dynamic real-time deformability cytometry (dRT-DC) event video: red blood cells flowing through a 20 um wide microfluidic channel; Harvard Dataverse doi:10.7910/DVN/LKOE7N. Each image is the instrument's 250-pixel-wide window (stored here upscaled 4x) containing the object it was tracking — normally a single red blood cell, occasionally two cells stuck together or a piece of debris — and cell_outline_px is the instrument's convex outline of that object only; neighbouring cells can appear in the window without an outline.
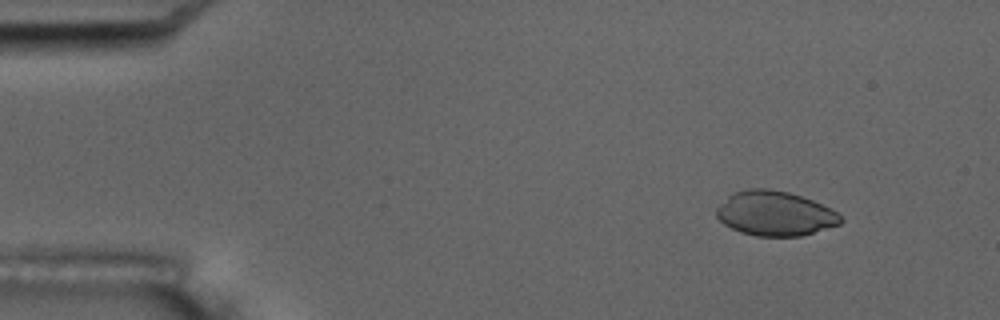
{"species": "common noctule bat (a hibernating species)", "species_latin": "Nyctalus noctula", "temperature_condition": "room temperature", "stored_images_in_passage": 5, "camera_frame_rate_fps": 3000, "um_per_image_px": 0.085, "animal": {"sex": "male", "body_mass_g": 17.5, "forearm_length_mm": 52.3}, "frame": {"image": 1, "passage_image": 2, "time_ms": 1.0, "image_size_px": [1000, 320], "cell_outline_px": [[844, 220], [840, 224], [800, 236], [756, 236], [740, 232], [724, 224], [716, 216], [716, 208], [728, 196], [736, 192], [748, 188], [768, 188], [788, 192], [812, 200], [836, 212]], "centroid_in_image_um": [65.85, 18.15], "position_along_channel_um": 19.2, "area_um2": 32.02}}